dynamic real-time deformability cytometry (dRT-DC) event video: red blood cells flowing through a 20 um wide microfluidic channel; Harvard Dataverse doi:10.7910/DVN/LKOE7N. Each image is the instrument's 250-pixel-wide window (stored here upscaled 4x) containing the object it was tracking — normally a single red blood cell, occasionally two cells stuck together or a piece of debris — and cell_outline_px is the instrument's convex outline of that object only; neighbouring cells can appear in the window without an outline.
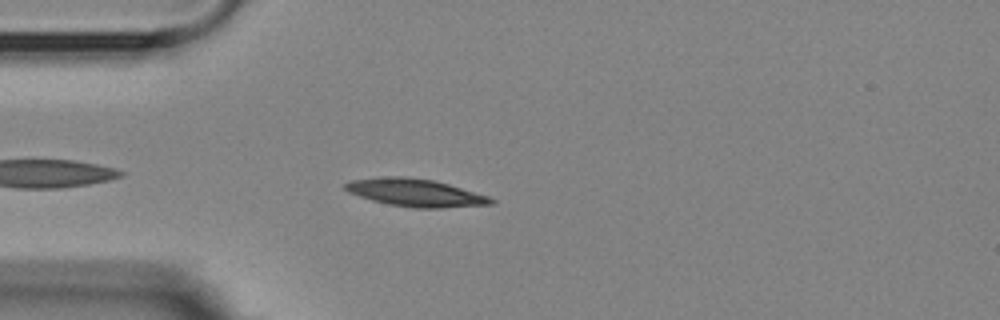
{"species": "Egyptian fruit bat (a non-hibernating species)", "species_latin": "Rousettus aegyptiacus", "temperature_condition": "room temperature", "stored_images_in_passage": 37, "camera_frame_rate_fps": 3000, "um_per_image_px": 0.085, "animal": {"sex": "female"}, "frame": {"image": 1, "passage_image": 4, "time_ms": 1.0, "image_size_px": [1000, 320], "cell_outline_px": [[496, 200], [492, 204], [440, 208], [412, 208], [388, 204], [372, 200], [348, 192], [344, 188], [344, 184], [352, 180], [380, 176], [404, 176], [432, 180], [448, 184], [488, 196]], "centroid_in_image_um": [35.28, 16.37], "position_along_channel_um": 49.7, "area_um2": 23.41}}
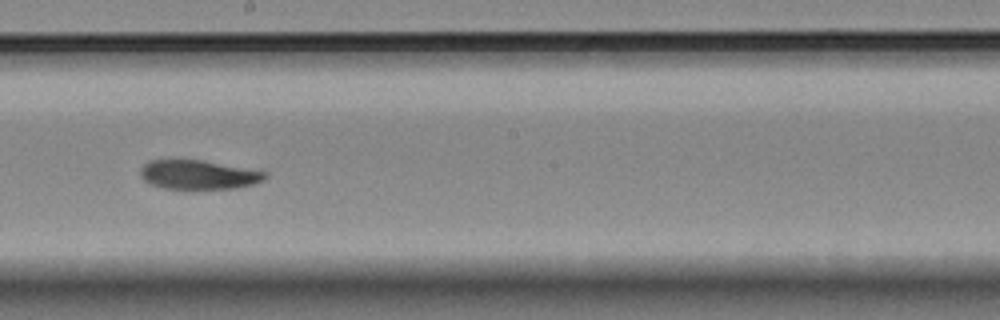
{"frame": {"image": 2, "passage_image": 20, "time_ms": 6.333, "image_size_px": [1000, 320], "cell_outline_px": [[268, 176], [264, 180], [256, 184], [236, 188], [164, 188], [152, 184], [144, 180], [140, 176], [140, 168], [148, 160], [172, 156], [200, 160], [268, 172]], "centroid_in_image_um": [16.81, 14.8], "position_along_channel_um": 231.4, "area_um2": 21.73}}
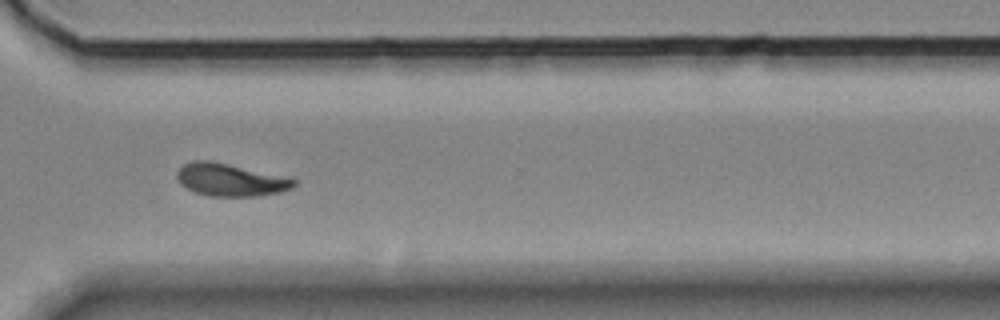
{"frame": {"image": 3, "passage_image": 30, "time_ms": 9.667, "image_size_px": [1000, 320], "cell_outline_px": [[296, 184], [292, 188], [280, 192], [252, 196], [208, 196], [196, 192], [180, 184], [176, 176], [176, 172], [184, 164], [192, 160], [212, 160], [296, 180]], "centroid_in_image_um": [19.51, 15.28], "position_along_channel_um": 351.1, "area_um2": 21.79}, "authors_computed_cell_mechanics": {"area_um2": 22.253, "velocity_mm_per_s": 3.5866, "shape_relaxation_time_tau1_ms": 7.0933, "shape_relaxation_time_tau2_ms": 9.2198, "deformation_change_tau1": 0.1756, "deformation_change_tau2": 0.1316}}